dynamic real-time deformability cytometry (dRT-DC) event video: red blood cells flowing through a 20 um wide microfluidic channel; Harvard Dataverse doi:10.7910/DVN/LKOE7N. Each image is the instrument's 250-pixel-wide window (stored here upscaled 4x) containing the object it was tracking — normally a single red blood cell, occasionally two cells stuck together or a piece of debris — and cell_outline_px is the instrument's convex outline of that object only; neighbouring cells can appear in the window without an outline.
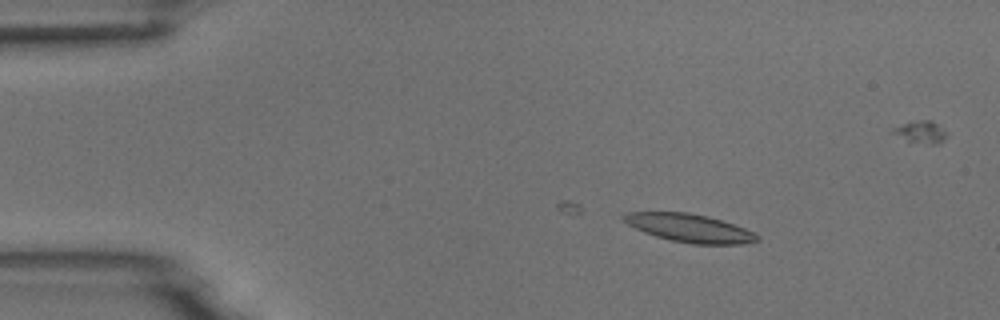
{"species": "common noctule bat (a hibernating species)", "species_latin": "Nyctalus noctula", "temperature_condition": "room temperature", "stored_images_in_passage": 12, "camera_frame_rate_fps": 3000, "um_per_image_px": 0.085, "animal": {"sex": "male", "body_mass_g": 18.8}, "frame": {"image": 1, "passage_image": 5, "time_ms": 1.333, "image_size_px": [1000, 320], "cell_outline_px": [[760, 240], [740, 244], [692, 244], [672, 240], [656, 236], [644, 232], [628, 224], [620, 216], [628, 212], [688, 212], [708, 216], [744, 228], [760, 236]], "centroid_in_image_um": [58.61, 19.38], "position_along_channel_um": 26.4, "area_um2": 21.68}}